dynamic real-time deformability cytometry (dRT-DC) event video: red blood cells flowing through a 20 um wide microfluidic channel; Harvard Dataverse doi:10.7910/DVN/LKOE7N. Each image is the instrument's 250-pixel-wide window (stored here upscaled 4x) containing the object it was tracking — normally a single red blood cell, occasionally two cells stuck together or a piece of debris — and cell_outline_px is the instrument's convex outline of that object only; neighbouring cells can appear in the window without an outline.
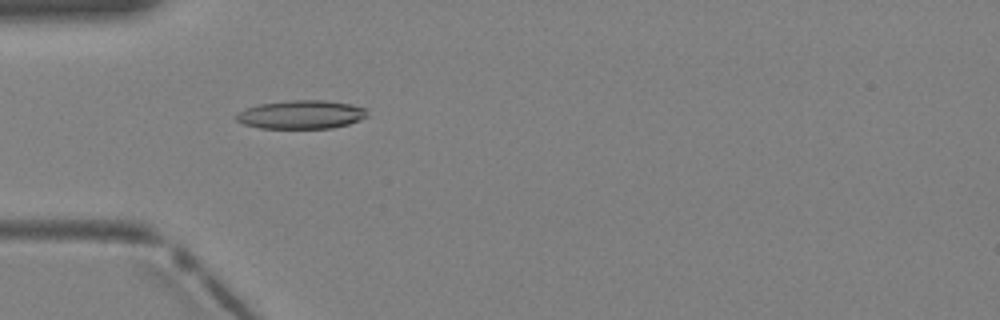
{"species": "Egyptian fruit bat (a non-hibernating species)", "species_latin": "Rousettus aegyptiacus", "temperature_condition": "warm", "stored_images_in_passage": 3, "camera_frame_rate_fps": 3000, "um_per_image_px": 0.085, "animal": {"sex": "female"}, "frame": {"image": 1, "passage_image": 3, "time_ms": 0.667, "image_size_px": [1000, 320], "cell_outline_px": [[368, 116], [360, 120], [348, 124], [332, 128], [260, 128], [244, 124], [236, 120], [236, 116], [240, 112], [248, 108], [260, 104], [292, 100], [324, 100], [352, 104], [364, 108], [368, 112]], "centroid_in_image_um": [25.65, 9.74], "position_along_channel_um": 59.3, "area_um2": 21.62}}